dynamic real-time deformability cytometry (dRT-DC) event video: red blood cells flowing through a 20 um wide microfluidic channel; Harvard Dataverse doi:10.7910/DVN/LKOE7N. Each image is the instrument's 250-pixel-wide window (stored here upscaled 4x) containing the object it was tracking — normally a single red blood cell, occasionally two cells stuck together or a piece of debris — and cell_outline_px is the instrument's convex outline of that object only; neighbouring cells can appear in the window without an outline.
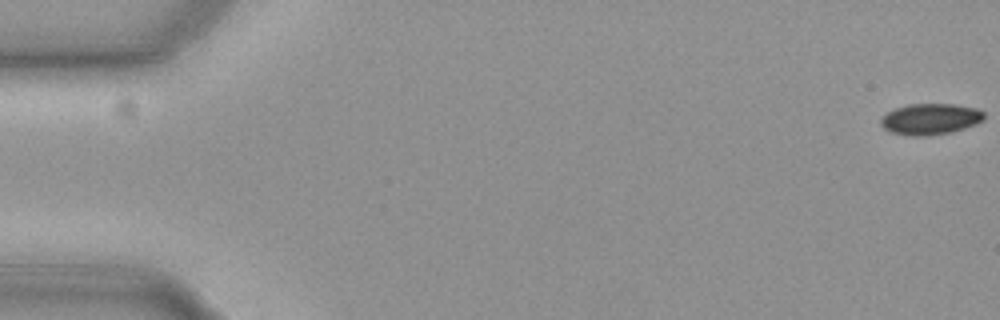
{"species": "common noctule bat (a hibernating species)", "species_latin": "Nyctalus noctula", "temperature_condition": "cold", "stored_images_in_passage": 57, "camera_frame_rate_fps": 3000, "um_per_image_px": 0.085, "animal": {"sex": "female", "body_mass_g": 19.3, "forearm_length_mm": 54.1}, "frame": {"image": 1, "passage_image": 1, "time_ms": 0.0, "image_size_px": [1000, 320], "cell_outline_px": [[984, 120], [976, 124], [964, 128], [948, 132], [924, 136], [912, 136], [892, 132], [884, 128], [880, 124], [880, 120], [888, 112], [896, 108], [908, 104], [956, 104], [976, 108], [984, 112]], "centroid_in_image_um": [79.1, 10.11], "position_along_channel_um": 5.9, "area_um2": 18.55}}
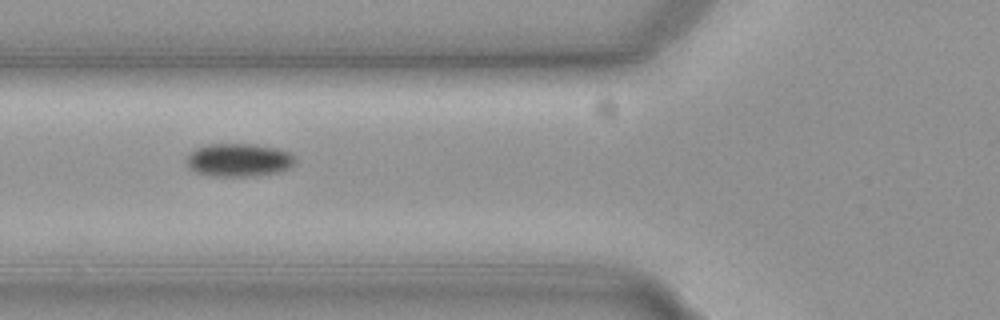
{"frame": {"image": 2, "passage_image": 22, "time_ms": 7.0, "image_size_px": [1000, 320], "cell_outline_px": [[296, 160], [288, 168], [276, 172], [244, 176], [212, 176], [196, 172], [188, 168], [188, 156], [196, 148], [208, 144], [256, 144], [276, 148], [288, 152]], "centroid_in_image_um": [20.27, 13.59], "position_along_channel_um": 105.5, "area_um2": 20.58}}
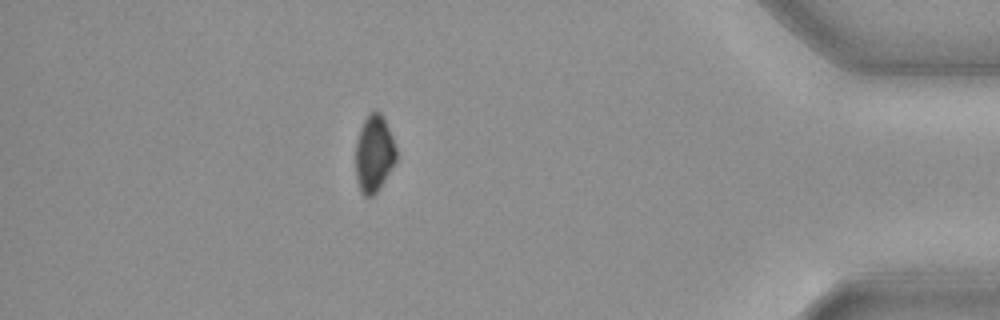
{"frame": {"image": 3, "passage_image": 50, "time_ms": 16.333, "image_size_px": [1000, 320], "cell_outline_px": [[396, 160], [384, 180], [376, 192], [372, 196], [364, 196], [360, 192], [356, 180], [356, 140], [360, 128], [368, 112], [380, 112], [392, 136], [396, 148]], "centroid_in_image_um": [31.77, 13.07], "position_along_channel_um": 403.4, "area_um2": 18.03}, "authors_computed_cell_mechanics": {"area_um2": 19.4786, "velocity_mm_per_s": 3.7078, "shape_relaxation_time_tau1_ms": 4.4587, "shape_relaxation_time_tau2_ms": null, "deformation_change_tau1": 0.0534, "deformation_change_tau2": null}}